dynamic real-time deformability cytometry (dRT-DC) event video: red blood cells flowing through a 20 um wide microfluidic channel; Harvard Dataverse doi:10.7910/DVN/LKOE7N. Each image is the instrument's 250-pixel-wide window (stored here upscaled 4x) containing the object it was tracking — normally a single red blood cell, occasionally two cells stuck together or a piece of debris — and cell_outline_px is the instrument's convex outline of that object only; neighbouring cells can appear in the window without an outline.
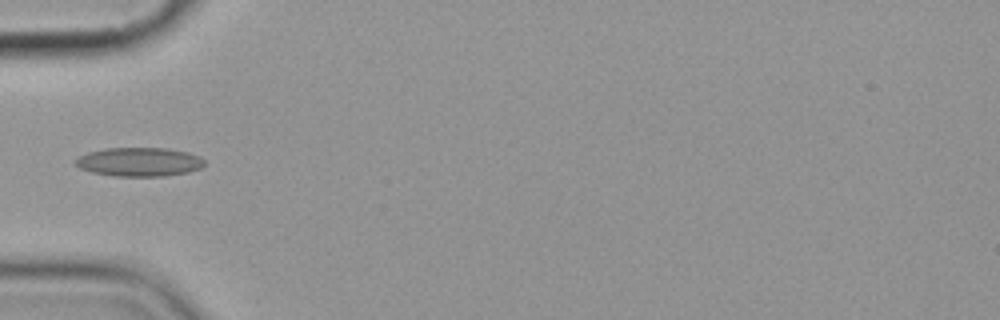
{"species": "common noctule bat (a hibernating species)", "species_latin": "Nyctalus noctula", "temperature_condition": "cold", "stored_images_in_passage": 6, "camera_frame_rate_fps": 3000, "um_per_image_px": 0.085, "animal": {"sex": "female", "body_mass_g": 19.9}, "frame": {"image": 1, "passage_image": 5, "time_ms": 4.667, "image_size_px": [1000, 320], "cell_outline_px": [[204, 164], [200, 168], [188, 172], [164, 176], [112, 176], [92, 172], [80, 168], [72, 164], [72, 160], [88, 152], [104, 148], [164, 148], [188, 152], [200, 156], [204, 160]], "centroid_in_image_um": [11.79, 13.76], "position_along_channel_um": 73.2, "area_um2": 21.85}}
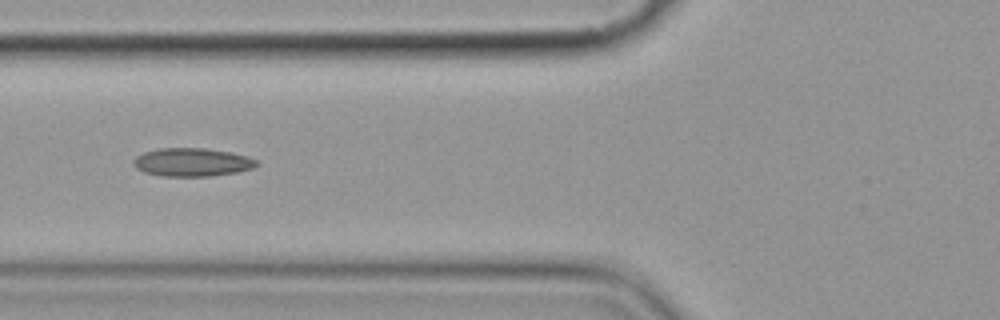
{"frame": {"image": 2, "passage_image": 6, "time_ms": 5.667, "image_size_px": [1000, 320], "cell_outline_px": [[260, 164], [252, 168], [236, 172], [208, 176], [160, 176], [144, 172], [136, 168], [132, 164], [132, 160], [136, 156], [144, 152], [160, 148], [204, 148], [232, 152], [248, 156], [256, 160]], "centroid_in_image_um": [16.31, 13.78], "position_along_channel_um": 109.5, "area_um2": 20.4}}